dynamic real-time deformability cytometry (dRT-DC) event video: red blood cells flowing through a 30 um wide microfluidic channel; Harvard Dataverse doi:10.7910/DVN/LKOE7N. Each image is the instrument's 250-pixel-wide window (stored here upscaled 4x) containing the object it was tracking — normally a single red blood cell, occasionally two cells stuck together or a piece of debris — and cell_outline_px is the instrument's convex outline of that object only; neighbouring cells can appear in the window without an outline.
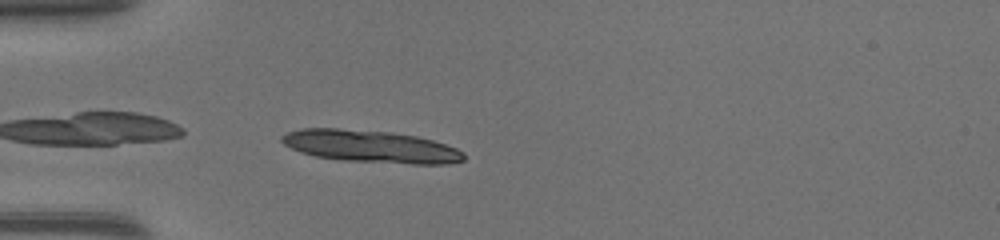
{"species": "common noctule bat (a hibernating species)", "species_latin": "Nyctalus noctula", "temperature_condition": "warm", "stored_images_in_passage": 31, "camera_frame_rate_fps": 3000, "um_per_image_px": 0.085, "animal": {"sex": "female", "body_mass_g": 17.0, "forearm_length_mm": 48.0}, "frame": {"image": 1, "passage_image": 1, "time_ms": 0.0, "image_size_px": [1000, 240], "cell_outline_px": [[464, 160], [448, 164], [412, 164], [344, 160], [316, 156], [300, 152], [284, 144], [280, 140], [280, 136], [288, 132], [300, 128], [336, 128], [392, 132], [416, 136], [432, 140], [456, 148], [464, 152]], "centroid_in_image_um": [31.5, 12.44], "position_along_channel_um": 53.5, "area_um2": 34.22}, "authors_computed_cell_mechanics": {"area_um2": 17.5134, "velocity_mm_per_s": 4.3327, "shape_relaxation_time_tau1_ms": 3.8726, "shape_relaxation_time_tau2_ms": 1.5621, "deformation_change_tau1": 0.1709, "deformation_change_tau2": 0.0656}}